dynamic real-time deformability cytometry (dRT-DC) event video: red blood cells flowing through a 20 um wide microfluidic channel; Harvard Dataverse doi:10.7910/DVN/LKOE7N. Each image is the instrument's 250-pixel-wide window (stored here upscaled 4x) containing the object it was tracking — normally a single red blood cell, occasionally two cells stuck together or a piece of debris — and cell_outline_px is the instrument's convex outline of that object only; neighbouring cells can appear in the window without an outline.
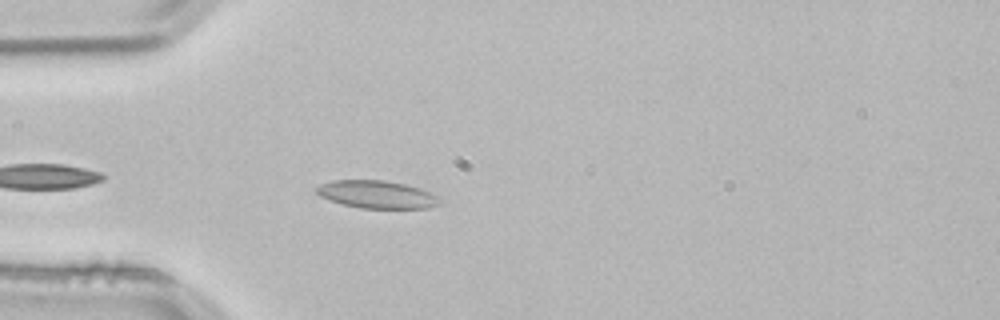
{"species": "common noctule bat (a hibernating species)", "species_latin": "Nyctalus noctula", "temperature_condition": "room temperature", "stored_images_in_passage": 25, "camera_frame_rate_fps": 3000, "um_per_image_px": 0.085, "animal": {"sex": "male", "body_mass_g": 21.5, "forearm_length_mm": 52.0}, "frame": {"image": 1, "passage_image": 4, "time_ms": 1.0, "image_size_px": [1000, 320], "cell_outline_px": [[444, 200], [440, 204], [428, 208], [360, 208], [344, 204], [320, 196], [316, 192], [316, 188], [320, 184], [332, 180], [384, 180], [404, 184], [420, 188], [440, 196]], "centroid_in_image_um": [32.1, 16.52], "position_along_channel_um": 52.9, "area_um2": 19.94}}
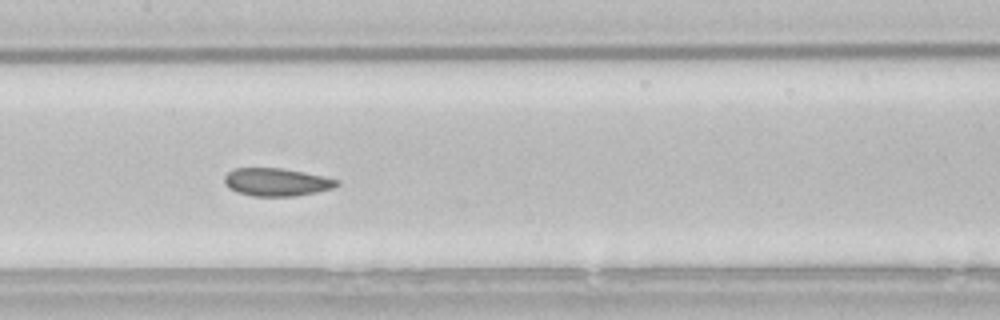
{"frame": {"image": 2, "passage_image": 15, "time_ms": 4.667, "image_size_px": [1000, 320], "cell_outline_px": [[340, 184], [332, 188], [316, 192], [296, 196], [252, 196], [236, 192], [228, 188], [224, 184], [224, 176], [228, 172], [236, 168], [280, 168], [304, 172], [340, 180]], "centroid_in_image_um": [23.49, 15.48], "position_along_channel_um": 183.9, "area_um2": 18.32}}
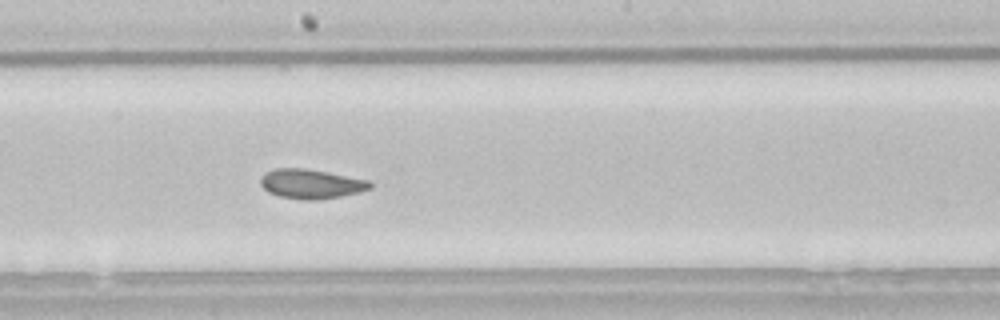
{"frame": {"image": 3, "passage_image": 18, "time_ms": 5.667, "image_size_px": [1000, 320], "cell_outline_px": [[372, 188], [360, 192], [340, 196], [316, 200], [304, 200], [280, 196], [268, 192], [260, 184], [260, 176], [264, 172], [276, 168], [304, 168], [368, 180], [372, 184]], "centroid_in_image_um": [26.4, 15.63], "position_along_channel_um": 221.8, "area_um2": 18.73}}